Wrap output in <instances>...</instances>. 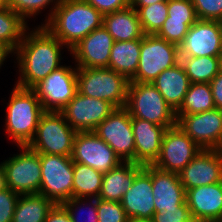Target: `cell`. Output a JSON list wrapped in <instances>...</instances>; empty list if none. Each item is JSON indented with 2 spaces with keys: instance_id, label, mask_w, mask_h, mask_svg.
<instances>
[{
  "instance_id": "obj_1",
  "label": "cell",
  "mask_w": 222,
  "mask_h": 222,
  "mask_svg": "<svg viewBox=\"0 0 222 222\" xmlns=\"http://www.w3.org/2000/svg\"><path fill=\"white\" fill-rule=\"evenodd\" d=\"M28 31L13 52L21 74L15 85L22 88H33L61 67V50L66 47L44 25Z\"/></svg>"
},
{
  "instance_id": "obj_2",
  "label": "cell",
  "mask_w": 222,
  "mask_h": 222,
  "mask_svg": "<svg viewBox=\"0 0 222 222\" xmlns=\"http://www.w3.org/2000/svg\"><path fill=\"white\" fill-rule=\"evenodd\" d=\"M44 25L70 51L103 26V15L85 0H61Z\"/></svg>"
},
{
  "instance_id": "obj_3",
  "label": "cell",
  "mask_w": 222,
  "mask_h": 222,
  "mask_svg": "<svg viewBox=\"0 0 222 222\" xmlns=\"http://www.w3.org/2000/svg\"><path fill=\"white\" fill-rule=\"evenodd\" d=\"M45 111L32 88L13 87L7 104L6 134L16 146H25L33 140L39 119Z\"/></svg>"
},
{
  "instance_id": "obj_4",
  "label": "cell",
  "mask_w": 222,
  "mask_h": 222,
  "mask_svg": "<svg viewBox=\"0 0 222 222\" xmlns=\"http://www.w3.org/2000/svg\"><path fill=\"white\" fill-rule=\"evenodd\" d=\"M125 109L131 118L147 120L166 129L177 124L175 110L152 83L129 82Z\"/></svg>"
},
{
  "instance_id": "obj_5",
  "label": "cell",
  "mask_w": 222,
  "mask_h": 222,
  "mask_svg": "<svg viewBox=\"0 0 222 222\" xmlns=\"http://www.w3.org/2000/svg\"><path fill=\"white\" fill-rule=\"evenodd\" d=\"M129 80L109 68L77 67V89L82 95L125 108Z\"/></svg>"
},
{
  "instance_id": "obj_6",
  "label": "cell",
  "mask_w": 222,
  "mask_h": 222,
  "mask_svg": "<svg viewBox=\"0 0 222 222\" xmlns=\"http://www.w3.org/2000/svg\"><path fill=\"white\" fill-rule=\"evenodd\" d=\"M76 133L61 112L45 111L28 146L38 153L71 156Z\"/></svg>"
},
{
  "instance_id": "obj_7",
  "label": "cell",
  "mask_w": 222,
  "mask_h": 222,
  "mask_svg": "<svg viewBox=\"0 0 222 222\" xmlns=\"http://www.w3.org/2000/svg\"><path fill=\"white\" fill-rule=\"evenodd\" d=\"M179 62L178 45L155 34H145L141 39L138 68L130 82L152 83L162 71Z\"/></svg>"
},
{
  "instance_id": "obj_8",
  "label": "cell",
  "mask_w": 222,
  "mask_h": 222,
  "mask_svg": "<svg viewBox=\"0 0 222 222\" xmlns=\"http://www.w3.org/2000/svg\"><path fill=\"white\" fill-rule=\"evenodd\" d=\"M41 184L39 193L54 204H62L72 198L73 161L71 156L39 153Z\"/></svg>"
},
{
  "instance_id": "obj_9",
  "label": "cell",
  "mask_w": 222,
  "mask_h": 222,
  "mask_svg": "<svg viewBox=\"0 0 222 222\" xmlns=\"http://www.w3.org/2000/svg\"><path fill=\"white\" fill-rule=\"evenodd\" d=\"M32 89L44 111L60 112L78 92L77 67L62 65Z\"/></svg>"
},
{
  "instance_id": "obj_10",
  "label": "cell",
  "mask_w": 222,
  "mask_h": 222,
  "mask_svg": "<svg viewBox=\"0 0 222 222\" xmlns=\"http://www.w3.org/2000/svg\"><path fill=\"white\" fill-rule=\"evenodd\" d=\"M17 147L20 148V153L2 162L7 170L9 188L19 195L39 193L40 155L28 145Z\"/></svg>"
},
{
  "instance_id": "obj_11",
  "label": "cell",
  "mask_w": 222,
  "mask_h": 222,
  "mask_svg": "<svg viewBox=\"0 0 222 222\" xmlns=\"http://www.w3.org/2000/svg\"><path fill=\"white\" fill-rule=\"evenodd\" d=\"M122 162L135 163V141L132 118L125 108H116L94 130Z\"/></svg>"
},
{
  "instance_id": "obj_12",
  "label": "cell",
  "mask_w": 222,
  "mask_h": 222,
  "mask_svg": "<svg viewBox=\"0 0 222 222\" xmlns=\"http://www.w3.org/2000/svg\"><path fill=\"white\" fill-rule=\"evenodd\" d=\"M200 151L201 148L176 124L165 130L161 152L153 166L179 174Z\"/></svg>"
},
{
  "instance_id": "obj_13",
  "label": "cell",
  "mask_w": 222,
  "mask_h": 222,
  "mask_svg": "<svg viewBox=\"0 0 222 222\" xmlns=\"http://www.w3.org/2000/svg\"><path fill=\"white\" fill-rule=\"evenodd\" d=\"M116 107L108 101L88 97L79 92L60 111L76 132L94 131Z\"/></svg>"
},
{
  "instance_id": "obj_14",
  "label": "cell",
  "mask_w": 222,
  "mask_h": 222,
  "mask_svg": "<svg viewBox=\"0 0 222 222\" xmlns=\"http://www.w3.org/2000/svg\"><path fill=\"white\" fill-rule=\"evenodd\" d=\"M71 158L73 162L88 165L103 174L122 162L114 150L94 131L75 134Z\"/></svg>"
},
{
  "instance_id": "obj_15",
  "label": "cell",
  "mask_w": 222,
  "mask_h": 222,
  "mask_svg": "<svg viewBox=\"0 0 222 222\" xmlns=\"http://www.w3.org/2000/svg\"><path fill=\"white\" fill-rule=\"evenodd\" d=\"M178 126L202 149L213 150L222 138V109L176 114Z\"/></svg>"
},
{
  "instance_id": "obj_16",
  "label": "cell",
  "mask_w": 222,
  "mask_h": 222,
  "mask_svg": "<svg viewBox=\"0 0 222 222\" xmlns=\"http://www.w3.org/2000/svg\"><path fill=\"white\" fill-rule=\"evenodd\" d=\"M182 56H222V22L197 20L179 45Z\"/></svg>"
},
{
  "instance_id": "obj_17",
  "label": "cell",
  "mask_w": 222,
  "mask_h": 222,
  "mask_svg": "<svg viewBox=\"0 0 222 222\" xmlns=\"http://www.w3.org/2000/svg\"><path fill=\"white\" fill-rule=\"evenodd\" d=\"M152 193V165H145L121 200L129 220L152 219L155 213Z\"/></svg>"
},
{
  "instance_id": "obj_18",
  "label": "cell",
  "mask_w": 222,
  "mask_h": 222,
  "mask_svg": "<svg viewBox=\"0 0 222 222\" xmlns=\"http://www.w3.org/2000/svg\"><path fill=\"white\" fill-rule=\"evenodd\" d=\"M114 39L104 26L95 29L71 50L76 67L108 68Z\"/></svg>"
},
{
  "instance_id": "obj_19",
  "label": "cell",
  "mask_w": 222,
  "mask_h": 222,
  "mask_svg": "<svg viewBox=\"0 0 222 222\" xmlns=\"http://www.w3.org/2000/svg\"><path fill=\"white\" fill-rule=\"evenodd\" d=\"M179 177L185 191L222 181V162L214 150H202L182 169Z\"/></svg>"
},
{
  "instance_id": "obj_20",
  "label": "cell",
  "mask_w": 222,
  "mask_h": 222,
  "mask_svg": "<svg viewBox=\"0 0 222 222\" xmlns=\"http://www.w3.org/2000/svg\"><path fill=\"white\" fill-rule=\"evenodd\" d=\"M190 215L203 222H222V181L186 190Z\"/></svg>"
},
{
  "instance_id": "obj_21",
  "label": "cell",
  "mask_w": 222,
  "mask_h": 222,
  "mask_svg": "<svg viewBox=\"0 0 222 222\" xmlns=\"http://www.w3.org/2000/svg\"><path fill=\"white\" fill-rule=\"evenodd\" d=\"M132 130L135 141V163L153 165L161 152V142L166 130L147 120L132 118Z\"/></svg>"
},
{
  "instance_id": "obj_22",
  "label": "cell",
  "mask_w": 222,
  "mask_h": 222,
  "mask_svg": "<svg viewBox=\"0 0 222 222\" xmlns=\"http://www.w3.org/2000/svg\"><path fill=\"white\" fill-rule=\"evenodd\" d=\"M152 193L155 213L162 209H175L186 201V191L179 174L161 171L153 165Z\"/></svg>"
},
{
  "instance_id": "obj_23",
  "label": "cell",
  "mask_w": 222,
  "mask_h": 222,
  "mask_svg": "<svg viewBox=\"0 0 222 222\" xmlns=\"http://www.w3.org/2000/svg\"><path fill=\"white\" fill-rule=\"evenodd\" d=\"M143 165L121 162L117 167L104 173L98 199L121 202L125 192L133 185L135 175Z\"/></svg>"
},
{
  "instance_id": "obj_24",
  "label": "cell",
  "mask_w": 222,
  "mask_h": 222,
  "mask_svg": "<svg viewBox=\"0 0 222 222\" xmlns=\"http://www.w3.org/2000/svg\"><path fill=\"white\" fill-rule=\"evenodd\" d=\"M152 84L164 97L165 101L176 111L183 102L189 89V77L185 73L182 64L162 71Z\"/></svg>"
},
{
  "instance_id": "obj_25",
  "label": "cell",
  "mask_w": 222,
  "mask_h": 222,
  "mask_svg": "<svg viewBox=\"0 0 222 222\" xmlns=\"http://www.w3.org/2000/svg\"><path fill=\"white\" fill-rule=\"evenodd\" d=\"M103 26L114 41L142 39L145 35L137 11L131 5L125 9L103 15Z\"/></svg>"
},
{
  "instance_id": "obj_26",
  "label": "cell",
  "mask_w": 222,
  "mask_h": 222,
  "mask_svg": "<svg viewBox=\"0 0 222 222\" xmlns=\"http://www.w3.org/2000/svg\"><path fill=\"white\" fill-rule=\"evenodd\" d=\"M141 39L115 41L110 51L108 68L129 81L135 76L140 58Z\"/></svg>"
},
{
  "instance_id": "obj_27",
  "label": "cell",
  "mask_w": 222,
  "mask_h": 222,
  "mask_svg": "<svg viewBox=\"0 0 222 222\" xmlns=\"http://www.w3.org/2000/svg\"><path fill=\"white\" fill-rule=\"evenodd\" d=\"M54 203L40 193L18 197L12 222H44Z\"/></svg>"
},
{
  "instance_id": "obj_28",
  "label": "cell",
  "mask_w": 222,
  "mask_h": 222,
  "mask_svg": "<svg viewBox=\"0 0 222 222\" xmlns=\"http://www.w3.org/2000/svg\"><path fill=\"white\" fill-rule=\"evenodd\" d=\"M28 28L27 21L10 7L0 8V44L11 55L23 40Z\"/></svg>"
},
{
  "instance_id": "obj_29",
  "label": "cell",
  "mask_w": 222,
  "mask_h": 222,
  "mask_svg": "<svg viewBox=\"0 0 222 222\" xmlns=\"http://www.w3.org/2000/svg\"><path fill=\"white\" fill-rule=\"evenodd\" d=\"M190 83H210L222 69V56L180 57Z\"/></svg>"
},
{
  "instance_id": "obj_30",
  "label": "cell",
  "mask_w": 222,
  "mask_h": 222,
  "mask_svg": "<svg viewBox=\"0 0 222 222\" xmlns=\"http://www.w3.org/2000/svg\"><path fill=\"white\" fill-rule=\"evenodd\" d=\"M73 172L72 197L98 198L104 174L78 162H73Z\"/></svg>"
},
{
  "instance_id": "obj_31",
  "label": "cell",
  "mask_w": 222,
  "mask_h": 222,
  "mask_svg": "<svg viewBox=\"0 0 222 222\" xmlns=\"http://www.w3.org/2000/svg\"><path fill=\"white\" fill-rule=\"evenodd\" d=\"M214 108L210 83H190L183 102L175 114H197Z\"/></svg>"
},
{
  "instance_id": "obj_32",
  "label": "cell",
  "mask_w": 222,
  "mask_h": 222,
  "mask_svg": "<svg viewBox=\"0 0 222 222\" xmlns=\"http://www.w3.org/2000/svg\"><path fill=\"white\" fill-rule=\"evenodd\" d=\"M133 8L137 11L144 34H156L168 17V0Z\"/></svg>"
},
{
  "instance_id": "obj_33",
  "label": "cell",
  "mask_w": 222,
  "mask_h": 222,
  "mask_svg": "<svg viewBox=\"0 0 222 222\" xmlns=\"http://www.w3.org/2000/svg\"><path fill=\"white\" fill-rule=\"evenodd\" d=\"M61 0H8V7L15 13L19 14L24 20L41 13L44 8L51 5L50 13L45 19V23L51 18L55 8L59 5ZM53 3V4H52Z\"/></svg>"
},
{
  "instance_id": "obj_34",
  "label": "cell",
  "mask_w": 222,
  "mask_h": 222,
  "mask_svg": "<svg viewBox=\"0 0 222 222\" xmlns=\"http://www.w3.org/2000/svg\"><path fill=\"white\" fill-rule=\"evenodd\" d=\"M86 204H87V206H86ZM62 205L68 211L72 222H85V221H87V222H98L97 198H76V197H72L71 199L63 202ZM88 206H89V210H88V213H87L88 220L86 218V219H83L81 221V219H80L81 217H79V216L82 213H79V211H83V209H85L84 207H88ZM78 213H79V216H78Z\"/></svg>"
},
{
  "instance_id": "obj_35",
  "label": "cell",
  "mask_w": 222,
  "mask_h": 222,
  "mask_svg": "<svg viewBox=\"0 0 222 222\" xmlns=\"http://www.w3.org/2000/svg\"><path fill=\"white\" fill-rule=\"evenodd\" d=\"M195 22L169 20L168 16L161 29L155 35L179 46L183 42L189 28Z\"/></svg>"
},
{
  "instance_id": "obj_36",
  "label": "cell",
  "mask_w": 222,
  "mask_h": 222,
  "mask_svg": "<svg viewBox=\"0 0 222 222\" xmlns=\"http://www.w3.org/2000/svg\"><path fill=\"white\" fill-rule=\"evenodd\" d=\"M98 222H129L121 202L97 198Z\"/></svg>"
},
{
  "instance_id": "obj_37",
  "label": "cell",
  "mask_w": 222,
  "mask_h": 222,
  "mask_svg": "<svg viewBox=\"0 0 222 222\" xmlns=\"http://www.w3.org/2000/svg\"><path fill=\"white\" fill-rule=\"evenodd\" d=\"M169 20L197 21L195 7L191 0H168Z\"/></svg>"
},
{
  "instance_id": "obj_38",
  "label": "cell",
  "mask_w": 222,
  "mask_h": 222,
  "mask_svg": "<svg viewBox=\"0 0 222 222\" xmlns=\"http://www.w3.org/2000/svg\"><path fill=\"white\" fill-rule=\"evenodd\" d=\"M198 20L222 22V0H191Z\"/></svg>"
},
{
  "instance_id": "obj_39",
  "label": "cell",
  "mask_w": 222,
  "mask_h": 222,
  "mask_svg": "<svg viewBox=\"0 0 222 222\" xmlns=\"http://www.w3.org/2000/svg\"><path fill=\"white\" fill-rule=\"evenodd\" d=\"M191 217L186 201L175 209H162L154 213L152 222H185Z\"/></svg>"
},
{
  "instance_id": "obj_40",
  "label": "cell",
  "mask_w": 222,
  "mask_h": 222,
  "mask_svg": "<svg viewBox=\"0 0 222 222\" xmlns=\"http://www.w3.org/2000/svg\"><path fill=\"white\" fill-rule=\"evenodd\" d=\"M19 196L11 189L0 191V222H12Z\"/></svg>"
},
{
  "instance_id": "obj_41",
  "label": "cell",
  "mask_w": 222,
  "mask_h": 222,
  "mask_svg": "<svg viewBox=\"0 0 222 222\" xmlns=\"http://www.w3.org/2000/svg\"><path fill=\"white\" fill-rule=\"evenodd\" d=\"M102 15L119 11L130 6V0H85Z\"/></svg>"
},
{
  "instance_id": "obj_42",
  "label": "cell",
  "mask_w": 222,
  "mask_h": 222,
  "mask_svg": "<svg viewBox=\"0 0 222 222\" xmlns=\"http://www.w3.org/2000/svg\"><path fill=\"white\" fill-rule=\"evenodd\" d=\"M44 222H72L70 215L62 204H54Z\"/></svg>"
},
{
  "instance_id": "obj_43",
  "label": "cell",
  "mask_w": 222,
  "mask_h": 222,
  "mask_svg": "<svg viewBox=\"0 0 222 222\" xmlns=\"http://www.w3.org/2000/svg\"><path fill=\"white\" fill-rule=\"evenodd\" d=\"M210 88L214 99L215 108L222 109V69L210 81Z\"/></svg>"
},
{
  "instance_id": "obj_44",
  "label": "cell",
  "mask_w": 222,
  "mask_h": 222,
  "mask_svg": "<svg viewBox=\"0 0 222 222\" xmlns=\"http://www.w3.org/2000/svg\"><path fill=\"white\" fill-rule=\"evenodd\" d=\"M9 184H8V179H7V170L3 163H0V191L3 190H8Z\"/></svg>"
},
{
  "instance_id": "obj_45",
  "label": "cell",
  "mask_w": 222,
  "mask_h": 222,
  "mask_svg": "<svg viewBox=\"0 0 222 222\" xmlns=\"http://www.w3.org/2000/svg\"><path fill=\"white\" fill-rule=\"evenodd\" d=\"M167 0H130L132 7H146L154 3L163 2Z\"/></svg>"
},
{
  "instance_id": "obj_46",
  "label": "cell",
  "mask_w": 222,
  "mask_h": 222,
  "mask_svg": "<svg viewBox=\"0 0 222 222\" xmlns=\"http://www.w3.org/2000/svg\"><path fill=\"white\" fill-rule=\"evenodd\" d=\"M9 54L11 53L0 44V67L4 64V61H6V57L10 56Z\"/></svg>"
},
{
  "instance_id": "obj_47",
  "label": "cell",
  "mask_w": 222,
  "mask_h": 222,
  "mask_svg": "<svg viewBox=\"0 0 222 222\" xmlns=\"http://www.w3.org/2000/svg\"><path fill=\"white\" fill-rule=\"evenodd\" d=\"M213 150L222 162V138L219 140V142L217 143V145Z\"/></svg>"
},
{
  "instance_id": "obj_48",
  "label": "cell",
  "mask_w": 222,
  "mask_h": 222,
  "mask_svg": "<svg viewBox=\"0 0 222 222\" xmlns=\"http://www.w3.org/2000/svg\"><path fill=\"white\" fill-rule=\"evenodd\" d=\"M8 7V0H0V8Z\"/></svg>"
},
{
  "instance_id": "obj_49",
  "label": "cell",
  "mask_w": 222,
  "mask_h": 222,
  "mask_svg": "<svg viewBox=\"0 0 222 222\" xmlns=\"http://www.w3.org/2000/svg\"><path fill=\"white\" fill-rule=\"evenodd\" d=\"M129 222H152L151 219H143V220H129Z\"/></svg>"
},
{
  "instance_id": "obj_50",
  "label": "cell",
  "mask_w": 222,
  "mask_h": 222,
  "mask_svg": "<svg viewBox=\"0 0 222 222\" xmlns=\"http://www.w3.org/2000/svg\"><path fill=\"white\" fill-rule=\"evenodd\" d=\"M185 222H203V221H200V220H197V219H195V218H193L192 216L188 219V220H186Z\"/></svg>"
}]
</instances>
